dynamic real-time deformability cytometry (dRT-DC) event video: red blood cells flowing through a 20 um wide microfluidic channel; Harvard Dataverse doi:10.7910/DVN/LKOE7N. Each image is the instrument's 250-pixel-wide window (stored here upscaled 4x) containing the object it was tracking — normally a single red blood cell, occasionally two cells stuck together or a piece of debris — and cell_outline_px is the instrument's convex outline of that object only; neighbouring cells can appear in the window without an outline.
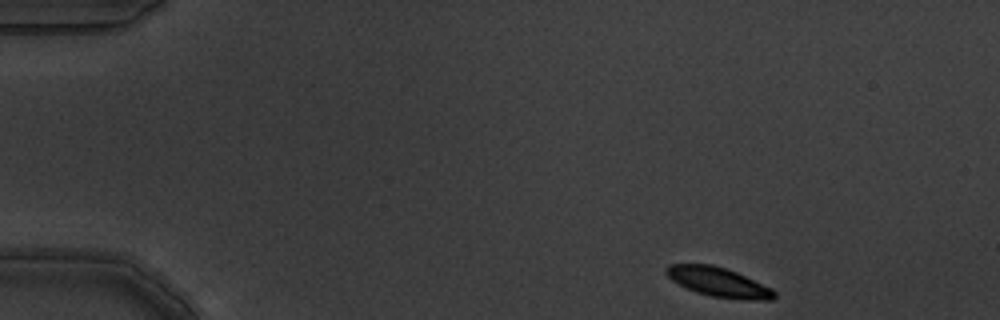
{"species": "common noctule bat (a hibernating species)", "species_latin": "Nyctalus noctula", "temperature_condition": "warm", "stored_images_in_passage": 5, "camera_frame_rate_fps": 3000, "um_per_image_px": 0.085, "animal": {"sex": "male", "body_mass_g": 19.5, "forearm_length_mm": 54.6}, "frame": {"image": 1, "passage_image": 1, "time_ms": 0.0, "image_size_px": [1000, 320], "cell_outline_px": [[776, 296], [772, 300], [744, 300], [712, 296], [696, 292], [672, 280], [664, 272], [664, 268], [668, 264], [712, 264], [736, 272], [772, 288], [776, 292]], "centroid_in_image_um": [61.08, 23.98], "position_along_channel_um": 23.9, "area_um2": 18.44}}
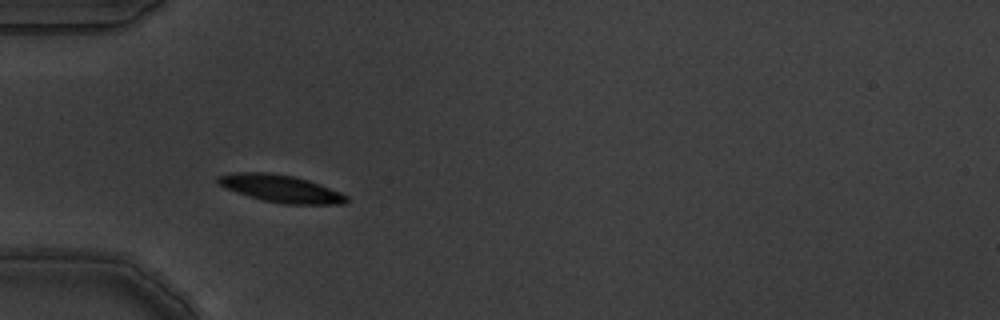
{"frame": {"image": 2, "passage_image": 4, "time_ms": 1.0, "image_size_px": [1000, 320], "cell_outline_px": [[348, 200], [344, 204], [284, 204], [264, 200], [248, 196], [236, 192], [220, 184], [216, 180], [220, 176], [236, 172], [264, 172], [292, 176], [308, 180], [320, 184], [340, 192], [348, 196]], "centroid_in_image_um": [23.91, 16.04], "position_along_channel_um": 61.1, "area_um2": 20.17}}